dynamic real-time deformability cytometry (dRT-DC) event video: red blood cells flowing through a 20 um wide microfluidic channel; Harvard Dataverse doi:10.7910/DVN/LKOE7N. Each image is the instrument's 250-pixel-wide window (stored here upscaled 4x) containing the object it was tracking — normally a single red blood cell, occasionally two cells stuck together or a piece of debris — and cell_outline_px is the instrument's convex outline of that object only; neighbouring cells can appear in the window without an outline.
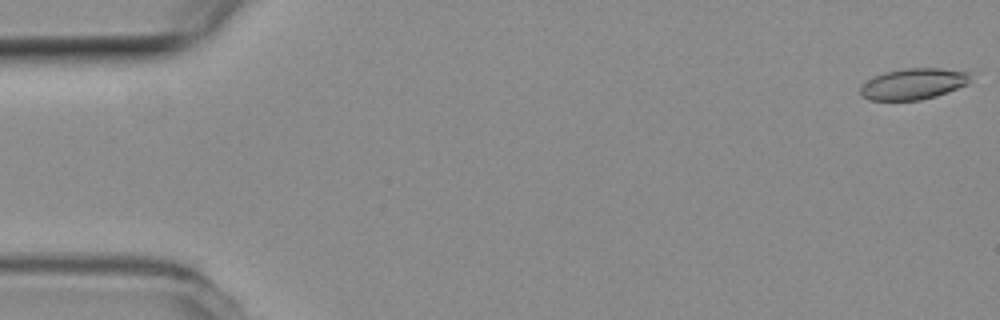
{"species": "common noctule bat (a hibernating species)", "species_latin": "Nyctalus noctula", "temperature_condition": "room temperature", "stored_images_in_passage": 22, "camera_frame_rate_fps": 3000, "um_per_image_px": 0.085, "animal": {"sex": "female", "body_mass_g": 19.3, "forearm_length_mm": 54.1}, "frame": {"image": 1, "passage_image": 1, "time_ms": 0.0, "image_size_px": [1000, 320], "cell_outline_px": [[968, 84], [936, 96], [920, 100], [868, 100], [860, 92], [860, 88], [872, 76], [884, 72], [904, 68], [940, 68], [968, 72]], "centroid_in_image_um": [77.6, 7.13], "position_along_channel_um": 7.4, "area_um2": 19.77}}
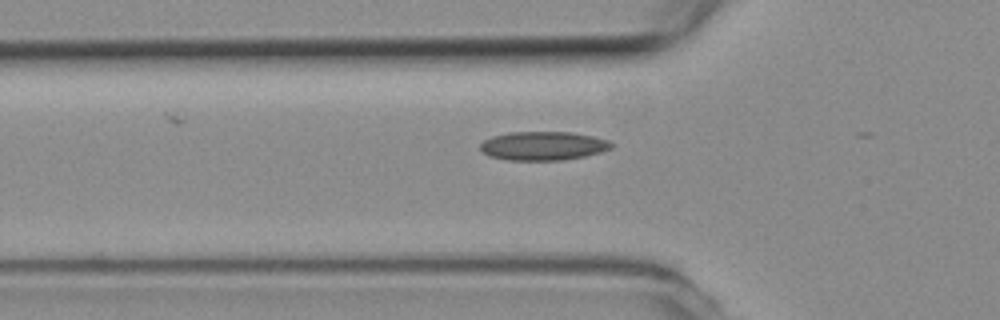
{"frame": {"image": 2, "passage_image": 18, "time_ms": 5.667, "image_size_px": [1000, 320], "cell_outline_px": [[612, 148], [600, 152], [584, 156], [564, 160], [508, 160], [488, 156], [480, 148], [480, 144], [484, 140], [492, 136], [512, 132], [572, 132], [592, 136], [608, 140], [612, 144]], "centroid_in_image_um": [46.16, 12.4], "position_along_channel_um": 79.6, "area_um2": 21.91}}
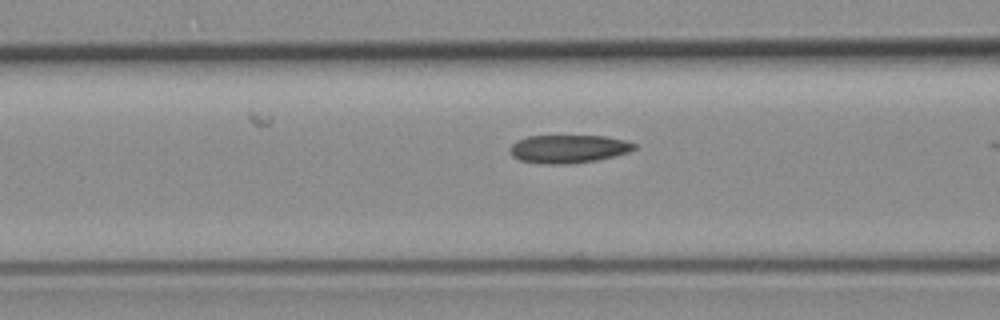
{"frame": {"image": 3, "passage_image": 21, "time_ms": 6.667, "image_size_px": [1000, 320], "cell_outline_px": [[636, 148], [628, 152], [596, 160], [568, 164], [548, 164], [520, 160], [512, 156], [508, 148], [516, 140], [528, 136], [604, 136], [624, 140], [636, 144]], "centroid_in_image_um": [48.28, 12.65], "position_along_channel_um": 118.3, "area_um2": 20.29}}